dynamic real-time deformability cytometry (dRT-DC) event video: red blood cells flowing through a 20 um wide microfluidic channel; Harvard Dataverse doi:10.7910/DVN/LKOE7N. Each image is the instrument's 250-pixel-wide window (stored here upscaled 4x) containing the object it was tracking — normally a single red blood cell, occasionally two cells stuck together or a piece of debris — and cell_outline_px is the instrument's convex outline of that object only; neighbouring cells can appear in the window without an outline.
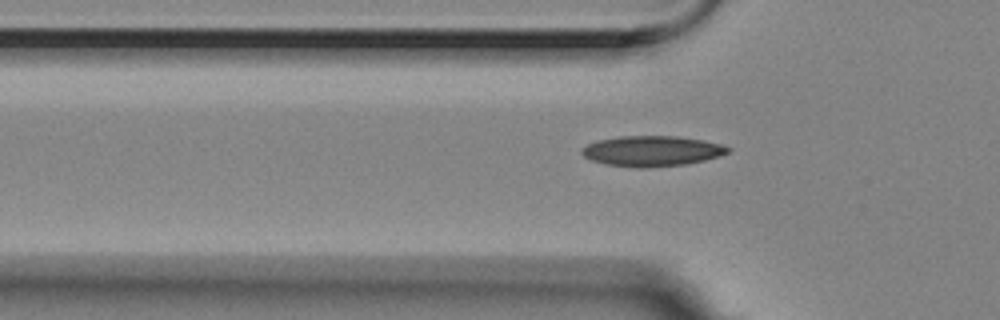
{"species": "Egyptian fruit bat (a non-hibernating species)", "species_latin": "Rousettus aegyptiacus", "temperature_condition": "room temperature", "stored_images_in_passage": 6, "camera_frame_rate_fps": 3000, "um_per_image_px": 0.085, "animal": {"sex": "female"}, "frame": {"image": 1, "passage_image": 6, "time_ms": 1.667, "image_size_px": [1000, 320], "cell_outline_px": [[732, 148], [728, 152], [720, 156], [704, 160], [684, 164], [640, 168], [636, 168], [604, 164], [592, 160], [584, 156], [580, 152], [580, 148], [596, 140], [620, 136], [676, 136], [704, 140], [720, 144]], "centroid_in_image_um": [55.38, 12.83], "position_along_channel_um": 70.4, "area_um2": 25.95}}